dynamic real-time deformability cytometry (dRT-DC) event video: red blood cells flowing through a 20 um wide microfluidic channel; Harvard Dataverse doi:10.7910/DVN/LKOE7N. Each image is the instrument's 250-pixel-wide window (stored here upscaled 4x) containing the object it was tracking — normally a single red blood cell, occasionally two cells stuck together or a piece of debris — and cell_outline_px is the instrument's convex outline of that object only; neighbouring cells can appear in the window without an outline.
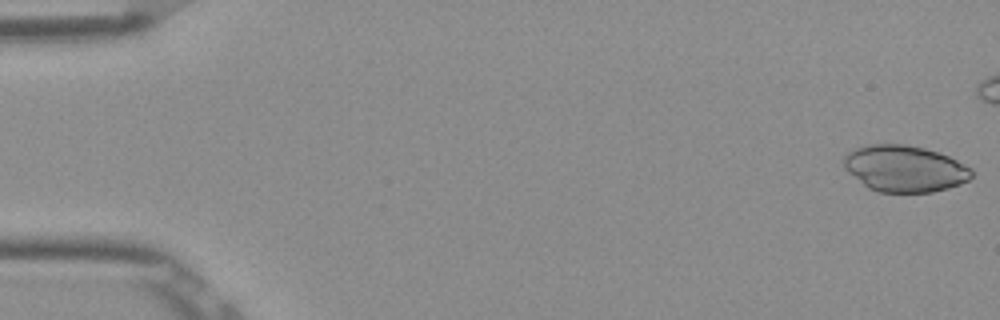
{"species": "Egyptian fruit bat (a non-hibernating species)", "species_latin": "Rousettus aegyptiacus", "temperature_condition": "room temperature", "stored_images_in_passage": 46, "camera_frame_rate_fps": 3000, "um_per_image_px": 0.085, "frame": {"image": 1, "passage_image": 1, "time_ms": 0.0, "image_size_px": [1000, 320], "cell_outline_px": [[972, 176], [968, 180], [960, 184], [948, 188], [932, 192], [876, 192], [868, 188], [848, 172], [844, 168], [844, 156], [848, 152], [856, 148], [868, 144], [904, 144], [924, 148], [948, 156], [972, 168]], "centroid_in_image_um": [76.88, 14.33], "position_along_channel_um": 8.1, "area_um2": 34.56}}